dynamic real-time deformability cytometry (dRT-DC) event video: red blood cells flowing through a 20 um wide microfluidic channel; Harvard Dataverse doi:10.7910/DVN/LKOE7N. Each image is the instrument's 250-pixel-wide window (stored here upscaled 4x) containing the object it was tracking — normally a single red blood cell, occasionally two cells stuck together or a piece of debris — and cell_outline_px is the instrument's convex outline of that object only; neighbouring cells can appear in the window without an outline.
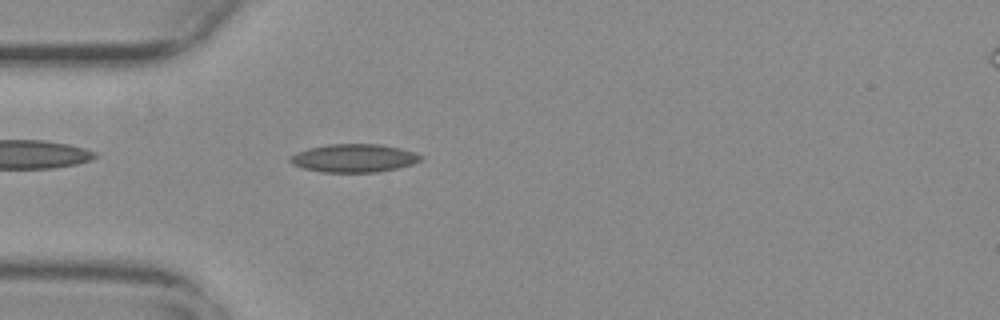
{"species": "common noctule bat (a hibernating species)", "species_latin": "Nyctalus noctula", "temperature_condition": "warm", "stored_images_in_passage": 38, "camera_frame_rate_fps": 3000, "um_per_image_px": 0.085, "animal": {"sex": "female", "body_mass_g": 29.2, "forearm_length_mm": 56.3}, "frame": {"image": 1, "passage_image": 3, "time_ms": 0.667, "image_size_px": [1000, 320], "cell_outline_px": [[424, 156], [420, 160], [412, 164], [396, 168], [376, 172], [320, 172], [304, 168], [292, 164], [288, 160], [288, 156], [296, 152], [308, 148], [328, 144], [380, 144], [400, 148], [416, 152]], "centroid_in_image_um": [30.06, 13.43], "position_along_channel_um": 54.9, "area_um2": 21.56}}
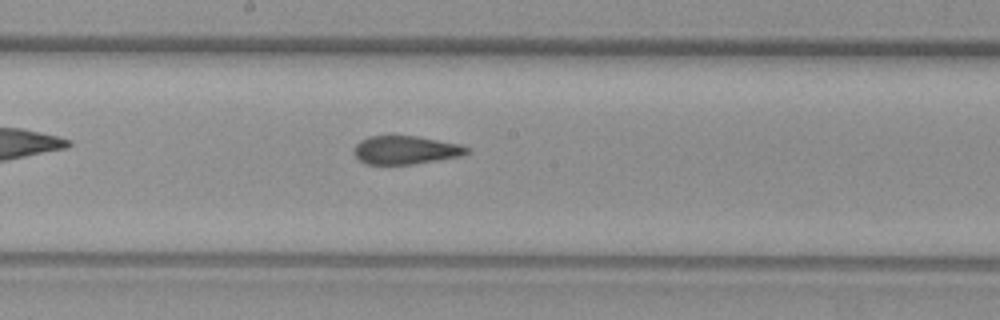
{"frame": {"image": 2, "passage_image": 16, "time_ms": 5.0, "image_size_px": [1000, 320], "cell_outline_px": [[472, 152], [460, 156], [412, 164], [364, 164], [352, 152], [352, 148], [360, 140], [368, 136], [416, 136], [460, 144], [468, 148]], "centroid_in_image_um": [34.44, 12.75], "position_along_channel_um": 213.8, "area_um2": 18.67}}
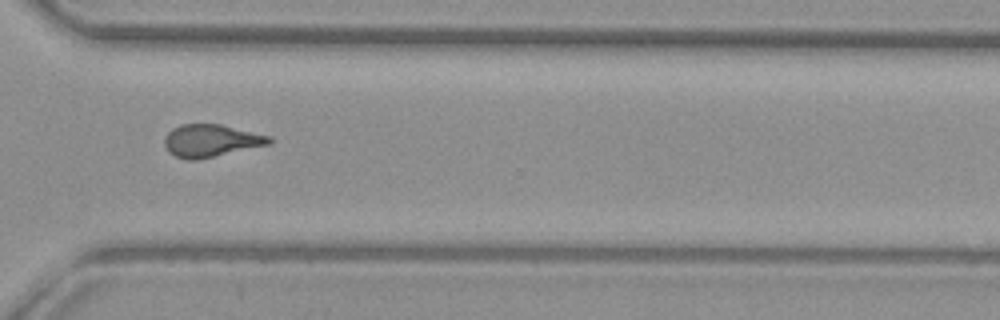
{"frame": {"image": 3, "passage_image": 27, "time_ms": 8.667, "image_size_px": [1000, 320], "cell_outline_px": [[272, 144], [196, 160], [188, 160], [176, 156], [168, 152], [164, 144], [164, 140], [168, 132], [172, 128], [180, 124], [220, 124], [272, 136]], "centroid_in_image_um": [17.95, 11.95], "position_along_channel_um": 352.7, "area_um2": 19.94}, "authors_computed_cell_mechanics": {"area_um2": 19.8543, "velocity_mm_per_s": 3.7962, "shape_relaxation_time_tau1_ms": null, "shape_relaxation_time_tau2_ms": 2.0191, "deformation_change_tau1": null, "deformation_change_tau2": 0.0882}}